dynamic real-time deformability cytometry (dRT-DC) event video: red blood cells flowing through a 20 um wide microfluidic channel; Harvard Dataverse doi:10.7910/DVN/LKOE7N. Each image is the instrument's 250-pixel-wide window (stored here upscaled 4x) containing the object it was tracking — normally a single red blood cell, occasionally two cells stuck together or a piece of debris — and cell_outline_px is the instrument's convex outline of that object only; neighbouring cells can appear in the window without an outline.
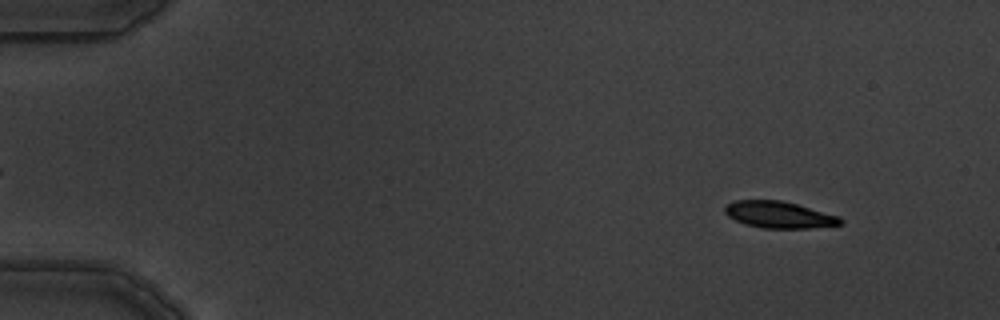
{"species": "common noctule bat (a hibernating species)", "species_latin": "Nyctalus noctula", "temperature_condition": "warm", "stored_images_in_passage": 4, "camera_frame_rate_fps": 3000, "um_per_image_px": 0.085, "animal": {"sex": "male", "body_mass_g": 19.5, "forearm_length_mm": 54.6}, "frame": {"image": 1, "passage_image": 1, "time_ms": 0.0, "image_size_px": [1000, 320], "cell_outline_px": [[844, 220], [840, 224], [808, 228], [764, 228], [744, 224], [728, 216], [724, 212], [724, 204], [736, 200], [780, 200], [796, 204], [840, 216]], "centroid_in_image_um": [66.18, 18.24], "position_along_channel_um": 18.8, "area_um2": 17.92}}